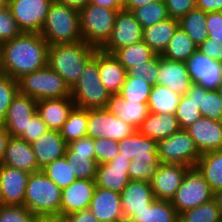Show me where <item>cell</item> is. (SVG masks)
Listing matches in <instances>:
<instances>
[{
	"instance_id": "obj_59",
	"label": "cell",
	"mask_w": 222,
	"mask_h": 222,
	"mask_svg": "<svg viewBox=\"0 0 222 222\" xmlns=\"http://www.w3.org/2000/svg\"><path fill=\"white\" fill-rule=\"evenodd\" d=\"M10 138V134L6 131L3 126H0V165L5 154L7 142Z\"/></svg>"
},
{
	"instance_id": "obj_61",
	"label": "cell",
	"mask_w": 222,
	"mask_h": 222,
	"mask_svg": "<svg viewBox=\"0 0 222 222\" xmlns=\"http://www.w3.org/2000/svg\"><path fill=\"white\" fill-rule=\"evenodd\" d=\"M157 0H128L123 6L125 10L132 11L133 9L147 5L148 3L155 2Z\"/></svg>"
},
{
	"instance_id": "obj_45",
	"label": "cell",
	"mask_w": 222,
	"mask_h": 222,
	"mask_svg": "<svg viewBox=\"0 0 222 222\" xmlns=\"http://www.w3.org/2000/svg\"><path fill=\"white\" fill-rule=\"evenodd\" d=\"M175 116L180 129H187L197 119L202 117L201 111L197 108V105L194 103L193 99L186 94L181 96Z\"/></svg>"
},
{
	"instance_id": "obj_27",
	"label": "cell",
	"mask_w": 222,
	"mask_h": 222,
	"mask_svg": "<svg viewBox=\"0 0 222 222\" xmlns=\"http://www.w3.org/2000/svg\"><path fill=\"white\" fill-rule=\"evenodd\" d=\"M98 70L103 86L111 94H118L126 80V69L113 54L98 49Z\"/></svg>"
},
{
	"instance_id": "obj_1",
	"label": "cell",
	"mask_w": 222,
	"mask_h": 222,
	"mask_svg": "<svg viewBox=\"0 0 222 222\" xmlns=\"http://www.w3.org/2000/svg\"><path fill=\"white\" fill-rule=\"evenodd\" d=\"M49 44L40 33L23 32L0 45V71L18 80L47 65Z\"/></svg>"
},
{
	"instance_id": "obj_23",
	"label": "cell",
	"mask_w": 222,
	"mask_h": 222,
	"mask_svg": "<svg viewBox=\"0 0 222 222\" xmlns=\"http://www.w3.org/2000/svg\"><path fill=\"white\" fill-rule=\"evenodd\" d=\"M2 164L30 174L41 170L36 162L32 145L18 137L9 138Z\"/></svg>"
},
{
	"instance_id": "obj_16",
	"label": "cell",
	"mask_w": 222,
	"mask_h": 222,
	"mask_svg": "<svg viewBox=\"0 0 222 222\" xmlns=\"http://www.w3.org/2000/svg\"><path fill=\"white\" fill-rule=\"evenodd\" d=\"M130 161L118 153L110 162L98 164L94 179L96 187L121 193L130 181L128 175Z\"/></svg>"
},
{
	"instance_id": "obj_3",
	"label": "cell",
	"mask_w": 222,
	"mask_h": 222,
	"mask_svg": "<svg viewBox=\"0 0 222 222\" xmlns=\"http://www.w3.org/2000/svg\"><path fill=\"white\" fill-rule=\"evenodd\" d=\"M40 35L49 46L82 41L79 11L53 1Z\"/></svg>"
},
{
	"instance_id": "obj_39",
	"label": "cell",
	"mask_w": 222,
	"mask_h": 222,
	"mask_svg": "<svg viewBox=\"0 0 222 222\" xmlns=\"http://www.w3.org/2000/svg\"><path fill=\"white\" fill-rule=\"evenodd\" d=\"M64 156L71 163L77 179H95L98 165L95 153L72 152L67 147Z\"/></svg>"
},
{
	"instance_id": "obj_63",
	"label": "cell",
	"mask_w": 222,
	"mask_h": 222,
	"mask_svg": "<svg viewBox=\"0 0 222 222\" xmlns=\"http://www.w3.org/2000/svg\"><path fill=\"white\" fill-rule=\"evenodd\" d=\"M214 199L217 201V204L220 209L221 216H222V190H220L214 194Z\"/></svg>"
},
{
	"instance_id": "obj_35",
	"label": "cell",
	"mask_w": 222,
	"mask_h": 222,
	"mask_svg": "<svg viewBox=\"0 0 222 222\" xmlns=\"http://www.w3.org/2000/svg\"><path fill=\"white\" fill-rule=\"evenodd\" d=\"M196 51V44L182 28L178 27L161 57L186 62Z\"/></svg>"
},
{
	"instance_id": "obj_53",
	"label": "cell",
	"mask_w": 222,
	"mask_h": 222,
	"mask_svg": "<svg viewBox=\"0 0 222 222\" xmlns=\"http://www.w3.org/2000/svg\"><path fill=\"white\" fill-rule=\"evenodd\" d=\"M208 38L211 41H222V11L207 13Z\"/></svg>"
},
{
	"instance_id": "obj_62",
	"label": "cell",
	"mask_w": 222,
	"mask_h": 222,
	"mask_svg": "<svg viewBox=\"0 0 222 222\" xmlns=\"http://www.w3.org/2000/svg\"><path fill=\"white\" fill-rule=\"evenodd\" d=\"M35 222H68L65 216L62 215H49L37 216Z\"/></svg>"
},
{
	"instance_id": "obj_38",
	"label": "cell",
	"mask_w": 222,
	"mask_h": 222,
	"mask_svg": "<svg viewBox=\"0 0 222 222\" xmlns=\"http://www.w3.org/2000/svg\"><path fill=\"white\" fill-rule=\"evenodd\" d=\"M113 55L127 71L133 66L144 65L155 53L142 40L138 43L116 50Z\"/></svg>"
},
{
	"instance_id": "obj_57",
	"label": "cell",
	"mask_w": 222,
	"mask_h": 222,
	"mask_svg": "<svg viewBox=\"0 0 222 222\" xmlns=\"http://www.w3.org/2000/svg\"><path fill=\"white\" fill-rule=\"evenodd\" d=\"M196 8L205 13L222 11V0H196Z\"/></svg>"
},
{
	"instance_id": "obj_46",
	"label": "cell",
	"mask_w": 222,
	"mask_h": 222,
	"mask_svg": "<svg viewBox=\"0 0 222 222\" xmlns=\"http://www.w3.org/2000/svg\"><path fill=\"white\" fill-rule=\"evenodd\" d=\"M18 92V80L0 73V126L3 125L7 109Z\"/></svg>"
},
{
	"instance_id": "obj_41",
	"label": "cell",
	"mask_w": 222,
	"mask_h": 222,
	"mask_svg": "<svg viewBox=\"0 0 222 222\" xmlns=\"http://www.w3.org/2000/svg\"><path fill=\"white\" fill-rule=\"evenodd\" d=\"M178 222H222L217 201H211L178 214Z\"/></svg>"
},
{
	"instance_id": "obj_55",
	"label": "cell",
	"mask_w": 222,
	"mask_h": 222,
	"mask_svg": "<svg viewBox=\"0 0 222 222\" xmlns=\"http://www.w3.org/2000/svg\"><path fill=\"white\" fill-rule=\"evenodd\" d=\"M67 147L72 152L95 153L94 139L89 136L71 141Z\"/></svg>"
},
{
	"instance_id": "obj_47",
	"label": "cell",
	"mask_w": 222,
	"mask_h": 222,
	"mask_svg": "<svg viewBox=\"0 0 222 222\" xmlns=\"http://www.w3.org/2000/svg\"><path fill=\"white\" fill-rule=\"evenodd\" d=\"M20 29L7 5L0 9V45L20 36Z\"/></svg>"
},
{
	"instance_id": "obj_54",
	"label": "cell",
	"mask_w": 222,
	"mask_h": 222,
	"mask_svg": "<svg viewBox=\"0 0 222 222\" xmlns=\"http://www.w3.org/2000/svg\"><path fill=\"white\" fill-rule=\"evenodd\" d=\"M197 51L212 60L222 62V41H211V38H207L197 47Z\"/></svg>"
},
{
	"instance_id": "obj_18",
	"label": "cell",
	"mask_w": 222,
	"mask_h": 222,
	"mask_svg": "<svg viewBox=\"0 0 222 222\" xmlns=\"http://www.w3.org/2000/svg\"><path fill=\"white\" fill-rule=\"evenodd\" d=\"M89 210L100 222H125L118 192L96 187Z\"/></svg>"
},
{
	"instance_id": "obj_51",
	"label": "cell",
	"mask_w": 222,
	"mask_h": 222,
	"mask_svg": "<svg viewBox=\"0 0 222 222\" xmlns=\"http://www.w3.org/2000/svg\"><path fill=\"white\" fill-rule=\"evenodd\" d=\"M48 130L49 129L47 128L46 123L42 120L40 115L36 113L29 121V124L27 125V131H24L19 138L31 144L40 138L43 134H45Z\"/></svg>"
},
{
	"instance_id": "obj_50",
	"label": "cell",
	"mask_w": 222,
	"mask_h": 222,
	"mask_svg": "<svg viewBox=\"0 0 222 222\" xmlns=\"http://www.w3.org/2000/svg\"><path fill=\"white\" fill-rule=\"evenodd\" d=\"M95 145V159L97 164L110 162L119 152L118 141L113 139L96 138Z\"/></svg>"
},
{
	"instance_id": "obj_25",
	"label": "cell",
	"mask_w": 222,
	"mask_h": 222,
	"mask_svg": "<svg viewBox=\"0 0 222 222\" xmlns=\"http://www.w3.org/2000/svg\"><path fill=\"white\" fill-rule=\"evenodd\" d=\"M31 145L40 169L63 157L68 146L60 132L53 130H48L40 138L32 142Z\"/></svg>"
},
{
	"instance_id": "obj_8",
	"label": "cell",
	"mask_w": 222,
	"mask_h": 222,
	"mask_svg": "<svg viewBox=\"0 0 222 222\" xmlns=\"http://www.w3.org/2000/svg\"><path fill=\"white\" fill-rule=\"evenodd\" d=\"M214 198L209 184L196 167H190L177 189L171 204L177 214L207 203Z\"/></svg>"
},
{
	"instance_id": "obj_9",
	"label": "cell",
	"mask_w": 222,
	"mask_h": 222,
	"mask_svg": "<svg viewBox=\"0 0 222 222\" xmlns=\"http://www.w3.org/2000/svg\"><path fill=\"white\" fill-rule=\"evenodd\" d=\"M160 163L182 164L195 167L202 155L186 129H179L173 135L158 142Z\"/></svg>"
},
{
	"instance_id": "obj_13",
	"label": "cell",
	"mask_w": 222,
	"mask_h": 222,
	"mask_svg": "<svg viewBox=\"0 0 222 222\" xmlns=\"http://www.w3.org/2000/svg\"><path fill=\"white\" fill-rule=\"evenodd\" d=\"M185 63L192 83L207 90H217L222 85V62L196 51Z\"/></svg>"
},
{
	"instance_id": "obj_37",
	"label": "cell",
	"mask_w": 222,
	"mask_h": 222,
	"mask_svg": "<svg viewBox=\"0 0 222 222\" xmlns=\"http://www.w3.org/2000/svg\"><path fill=\"white\" fill-rule=\"evenodd\" d=\"M87 121L88 110L74 106L69 113L67 121L63 124L59 131L67 144L71 141L87 136Z\"/></svg>"
},
{
	"instance_id": "obj_20",
	"label": "cell",
	"mask_w": 222,
	"mask_h": 222,
	"mask_svg": "<svg viewBox=\"0 0 222 222\" xmlns=\"http://www.w3.org/2000/svg\"><path fill=\"white\" fill-rule=\"evenodd\" d=\"M156 84L166 86L180 96L185 95L192 84L186 63L163 58L159 55Z\"/></svg>"
},
{
	"instance_id": "obj_19",
	"label": "cell",
	"mask_w": 222,
	"mask_h": 222,
	"mask_svg": "<svg viewBox=\"0 0 222 222\" xmlns=\"http://www.w3.org/2000/svg\"><path fill=\"white\" fill-rule=\"evenodd\" d=\"M186 130L201 154L222 150V121L201 117Z\"/></svg>"
},
{
	"instance_id": "obj_64",
	"label": "cell",
	"mask_w": 222,
	"mask_h": 222,
	"mask_svg": "<svg viewBox=\"0 0 222 222\" xmlns=\"http://www.w3.org/2000/svg\"><path fill=\"white\" fill-rule=\"evenodd\" d=\"M217 90H218L219 97L221 98V101H222V85Z\"/></svg>"
},
{
	"instance_id": "obj_42",
	"label": "cell",
	"mask_w": 222,
	"mask_h": 222,
	"mask_svg": "<svg viewBox=\"0 0 222 222\" xmlns=\"http://www.w3.org/2000/svg\"><path fill=\"white\" fill-rule=\"evenodd\" d=\"M142 29L155 25L169 18L165 0H157L147 5L137 7L131 11Z\"/></svg>"
},
{
	"instance_id": "obj_4",
	"label": "cell",
	"mask_w": 222,
	"mask_h": 222,
	"mask_svg": "<svg viewBox=\"0 0 222 222\" xmlns=\"http://www.w3.org/2000/svg\"><path fill=\"white\" fill-rule=\"evenodd\" d=\"M62 189L42 170L31 173L25 191L24 206L36 217L60 215Z\"/></svg>"
},
{
	"instance_id": "obj_36",
	"label": "cell",
	"mask_w": 222,
	"mask_h": 222,
	"mask_svg": "<svg viewBox=\"0 0 222 222\" xmlns=\"http://www.w3.org/2000/svg\"><path fill=\"white\" fill-rule=\"evenodd\" d=\"M207 13L201 9L194 8L179 19V27L193 40L198 47L208 38Z\"/></svg>"
},
{
	"instance_id": "obj_28",
	"label": "cell",
	"mask_w": 222,
	"mask_h": 222,
	"mask_svg": "<svg viewBox=\"0 0 222 222\" xmlns=\"http://www.w3.org/2000/svg\"><path fill=\"white\" fill-rule=\"evenodd\" d=\"M179 27V20L167 18L143 29L142 40L156 55H162Z\"/></svg>"
},
{
	"instance_id": "obj_11",
	"label": "cell",
	"mask_w": 222,
	"mask_h": 222,
	"mask_svg": "<svg viewBox=\"0 0 222 222\" xmlns=\"http://www.w3.org/2000/svg\"><path fill=\"white\" fill-rule=\"evenodd\" d=\"M54 0H7L16 23L23 32L40 33Z\"/></svg>"
},
{
	"instance_id": "obj_15",
	"label": "cell",
	"mask_w": 222,
	"mask_h": 222,
	"mask_svg": "<svg viewBox=\"0 0 222 222\" xmlns=\"http://www.w3.org/2000/svg\"><path fill=\"white\" fill-rule=\"evenodd\" d=\"M36 113L37 101L18 92L7 109L2 126L10 134V137L19 138L24 131H27V125Z\"/></svg>"
},
{
	"instance_id": "obj_29",
	"label": "cell",
	"mask_w": 222,
	"mask_h": 222,
	"mask_svg": "<svg viewBox=\"0 0 222 222\" xmlns=\"http://www.w3.org/2000/svg\"><path fill=\"white\" fill-rule=\"evenodd\" d=\"M180 129L175 114L149 113L138 131L152 140L159 142Z\"/></svg>"
},
{
	"instance_id": "obj_33",
	"label": "cell",
	"mask_w": 222,
	"mask_h": 222,
	"mask_svg": "<svg viewBox=\"0 0 222 222\" xmlns=\"http://www.w3.org/2000/svg\"><path fill=\"white\" fill-rule=\"evenodd\" d=\"M126 222H178V214L170 201L155 199Z\"/></svg>"
},
{
	"instance_id": "obj_31",
	"label": "cell",
	"mask_w": 222,
	"mask_h": 222,
	"mask_svg": "<svg viewBox=\"0 0 222 222\" xmlns=\"http://www.w3.org/2000/svg\"><path fill=\"white\" fill-rule=\"evenodd\" d=\"M120 156L133 160L135 157H159L158 142L136 130L131 136L118 141Z\"/></svg>"
},
{
	"instance_id": "obj_56",
	"label": "cell",
	"mask_w": 222,
	"mask_h": 222,
	"mask_svg": "<svg viewBox=\"0 0 222 222\" xmlns=\"http://www.w3.org/2000/svg\"><path fill=\"white\" fill-rule=\"evenodd\" d=\"M65 217L68 222H100L89 208L70 213Z\"/></svg>"
},
{
	"instance_id": "obj_17",
	"label": "cell",
	"mask_w": 222,
	"mask_h": 222,
	"mask_svg": "<svg viewBox=\"0 0 222 222\" xmlns=\"http://www.w3.org/2000/svg\"><path fill=\"white\" fill-rule=\"evenodd\" d=\"M30 173L0 165V204L24 205Z\"/></svg>"
},
{
	"instance_id": "obj_34",
	"label": "cell",
	"mask_w": 222,
	"mask_h": 222,
	"mask_svg": "<svg viewBox=\"0 0 222 222\" xmlns=\"http://www.w3.org/2000/svg\"><path fill=\"white\" fill-rule=\"evenodd\" d=\"M181 96L160 84L152 86L147 102L151 113L175 114Z\"/></svg>"
},
{
	"instance_id": "obj_5",
	"label": "cell",
	"mask_w": 222,
	"mask_h": 222,
	"mask_svg": "<svg viewBox=\"0 0 222 222\" xmlns=\"http://www.w3.org/2000/svg\"><path fill=\"white\" fill-rule=\"evenodd\" d=\"M111 93L103 86L98 70V49L86 64L80 78L71 88L75 106L87 110L106 108Z\"/></svg>"
},
{
	"instance_id": "obj_10",
	"label": "cell",
	"mask_w": 222,
	"mask_h": 222,
	"mask_svg": "<svg viewBox=\"0 0 222 222\" xmlns=\"http://www.w3.org/2000/svg\"><path fill=\"white\" fill-rule=\"evenodd\" d=\"M136 129L106 108L88 110L87 136L96 139L122 140L131 136Z\"/></svg>"
},
{
	"instance_id": "obj_7",
	"label": "cell",
	"mask_w": 222,
	"mask_h": 222,
	"mask_svg": "<svg viewBox=\"0 0 222 222\" xmlns=\"http://www.w3.org/2000/svg\"><path fill=\"white\" fill-rule=\"evenodd\" d=\"M118 11L92 3L83 7L79 11L82 40L97 49H101L111 37Z\"/></svg>"
},
{
	"instance_id": "obj_49",
	"label": "cell",
	"mask_w": 222,
	"mask_h": 222,
	"mask_svg": "<svg viewBox=\"0 0 222 222\" xmlns=\"http://www.w3.org/2000/svg\"><path fill=\"white\" fill-rule=\"evenodd\" d=\"M159 69V55H154L144 65H136L127 70V75H132L137 78H144L146 82L156 84Z\"/></svg>"
},
{
	"instance_id": "obj_2",
	"label": "cell",
	"mask_w": 222,
	"mask_h": 222,
	"mask_svg": "<svg viewBox=\"0 0 222 222\" xmlns=\"http://www.w3.org/2000/svg\"><path fill=\"white\" fill-rule=\"evenodd\" d=\"M97 48L85 41L48 47L47 65L56 71L71 89L80 78Z\"/></svg>"
},
{
	"instance_id": "obj_6",
	"label": "cell",
	"mask_w": 222,
	"mask_h": 222,
	"mask_svg": "<svg viewBox=\"0 0 222 222\" xmlns=\"http://www.w3.org/2000/svg\"><path fill=\"white\" fill-rule=\"evenodd\" d=\"M18 89L20 94L36 101L71 97V89L64 79L48 65L18 79Z\"/></svg>"
},
{
	"instance_id": "obj_66",
	"label": "cell",
	"mask_w": 222,
	"mask_h": 222,
	"mask_svg": "<svg viewBox=\"0 0 222 222\" xmlns=\"http://www.w3.org/2000/svg\"><path fill=\"white\" fill-rule=\"evenodd\" d=\"M128 0H119V3L124 6L127 3Z\"/></svg>"
},
{
	"instance_id": "obj_48",
	"label": "cell",
	"mask_w": 222,
	"mask_h": 222,
	"mask_svg": "<svg viewBox=\"0 0 222 222\" xmlns=\"http://www.w3.org/2000/svg\"><path fill=\"white\" fill-rule=\"evenodd\" d=\"M35 219L24 205L0 204V222H35Z\"/></svg>"
},
{
	"instance_id": "obj_21",
	"label": "cell",
	"mask_w": 222,
	"mask_h": 222,
	"mask_svg": "<svg viewBox=\"0 0 222 222\" xmlns=\"http://www.w3.org/2000/svg\"><path fill=\"white\" fill-rule=\"evenodd\" d=\"M96 184L94 179H76L71 185L62 189L60 215L88 209Z\"/></svg>"
},
{
	"instance_id": "obj_65",
	"label": "cell",
	"mask_w": 222,
	"mask_h": 222,
	"mask_svg": "<svg viewBox=\"0 0 222 222\" xmlns=\"http://www.w3.org/2000/svg\"><path fill=\"white\" fill-rule=\"evenodd\" d=\"M7 3V0H0V9L5 6Z\"/></svg>"
},
{
	"instance_id": "obj_32",
	"label": "cell",
	"mask_w": 222,
	"mask_h": 222,
	"mask_svg": "<svg viewBox=\"0 0 222 222\" xmlns=\"http://www.w3.org/2000/svg\"><path fill=\"white\" fill-rule=\"evenodd\" d=\"M195 167L207 181L214 194L222 190V150L203 153Z\"/></svg>"
},
{
	"instance_id": "obj_60",
	"label": "cell",
	"mask_w": 222,
	"mask_h": 222,
	"mask_svg": "<svg viewBox=\"0 0 222 222\" xmlns=\"http://www.w3.org/2000/svg\"><path fill=\"white\" fill-rule=\"evenodd\" d=\"M55 2L66 5L68 7H71L73 9H76L80 11L83 7H85L89 0H54Z\"/></svg>"
},
{
	"instance_id": "obj_30",
	"label": "cell",
	"mask_w": 222,
	"mask_h": 222,
	"mask_svg": "<svg viewBox=\"0 0 222 222\" xmlns=\"http://www.w3.org/2000/svg\"><path fill=\"white\" fill-rule=\"evenodd\" d=\"M186 95L193 99L202 117L222 121V101L218 90H207L192 83Z\"/></svg>"
},
{
	"instance_id": "obj_22",
	"label": "cell",
	"mask_w": 222,
	"mask_h": 222,
	"mask_svg": "<svg viewBox=\"0 0 222 222\" xmlns=\"http://www.w3.org/2000/svg\"><path fill=\"white\" fill-rule=\"evenodd\" d=\"M120 197L125 222L155 200L150 183L138 180H130L120 193Z\"/></svg>"
},
{
	"instance_id": "obj_24",
	"label": "cell",
	"mask_w": 222,
	"mask_h": 222,
	"mask_svg": "<svg viewBox=\"0 0 222 222\" xmlns=\"http://www.w3.org/2000/svg\"><path fill=\"white\" fill-rule=\"evenodd\" d=\"M74 106L72 97L42 99L37 101V113L49 130L60 131Z\"/></svg>"
},
{
	"instance_id": "obj_26",
	"label": "cell",
	"mask_w": 222,
	"mask_h": 222,
	"mask_svg": "<svg viewBox=\"0 0 222 222\" xmlns=\"http://www.w3.org/2000/svg\"><path fill=\"white\" fill-rule=\"evenodd\" d=\"M106 109L136 130L150 113L147 103L125 100L119 94L110 95Z\"/></svg>"
},
{
	"instance_id": "obj_43",
	"label": "cell",
	"mask_w": 222,
	"mask_h": 222,
	"mask_svg": "<svg viewBox=\"0 0 222 222\" xmlns=\"http://www.w3.org/2000/svg\"><path fill=\"white\" fill-rule=\"evenodd\" d=\"M153 84L144 78L127 75L124 84L118 93L123 99L139 103H147Z\"/></svg>"
},
{
	"instance_id": "obj_58",
	"label": "cell",
	"mask_w": 222,
	"mask_h": 222,
	"mask_svg": "<svg viewBox=\"0 0 222 222\" xmlns=\"http://www.w3.org/2000/svg\"><path fill=\"white\" fill-rule=\"evenodd\" d=\"M89 3L112 10L124 9V7L119 3V0H89Z\"/></svg>"
},
{
	"instance_id": "obj_12",
	"label": "cell",
	"mask_w": 222,
	"mask_h": 222,
	"mask_svg": "<svg viewBox=\"0 0 222 222\" xmlns=\"http://www.w3.org/2000/svg\"><path fill=\"white\" fill-rule=\"evenodd\" d=\"M142 37L143 29L133 13L122 9L117 12L111 37L101 50L113 54L116 50L142 41Z\"/></svg>"
},
{
	"instance_id": "obj_52",
	"label": "cell",
	"mask_w": 222,
	"mask_h": 222,
	"mask_svg": "<svg viewBox=\"0 0 222 222\" xmlns=\"http://www.w3.org/2000/svg\"><path fill=\"white\" fill-rule=\"evenodd\" d=\"M169 17L180 19L196 8V0H165Z\"/></svg>"
},
{
	"instance_id": "obj_44",
	"label": "cell",
	"mask_w": 222,
	"mask_h": 222,
	"mask_svg": "<svg viewBox=\"0 0 222 222\" xmlns=\"http://www.w3.org/2000/svg\"><path fill=\"white\" fill-rule=\"evenodd\" d=\"M160 165L159 157H135L130 161L128 175L130 180L149 182Z\"/></svg>"
},
{
	"instance_id": "obj_40",
	"label": "cell",
	"mask_w": 222,
	"mask_h": 222,
	"mask_svg": "<svg viewBox=\"0 0 222 222\" xmlns=\"http://www.w3.org/2000/svg\"><path fill=\"white\" fill-rule=\"evenodd\" d=\"M41 170L60 189L68 187L77 179L71 163L67 161L65 156L47 164Z\"/></svg>"
},
{
	"instance_id": "obj_14",
	"label": "cell",
	"mask_w": 222,
	"mask_h": 222,
	"mask_svg": "<svg viewBox=\"0 0 222 222\" xmlns=\"http://www.w3.org/2000/svg\"><path fill=\"white\" fill-rule=\"evenodd\" d=\"M189 168L182 164L160 163L150 181L155 199L171 201Z\"/></svg>"
}]
</instances>
